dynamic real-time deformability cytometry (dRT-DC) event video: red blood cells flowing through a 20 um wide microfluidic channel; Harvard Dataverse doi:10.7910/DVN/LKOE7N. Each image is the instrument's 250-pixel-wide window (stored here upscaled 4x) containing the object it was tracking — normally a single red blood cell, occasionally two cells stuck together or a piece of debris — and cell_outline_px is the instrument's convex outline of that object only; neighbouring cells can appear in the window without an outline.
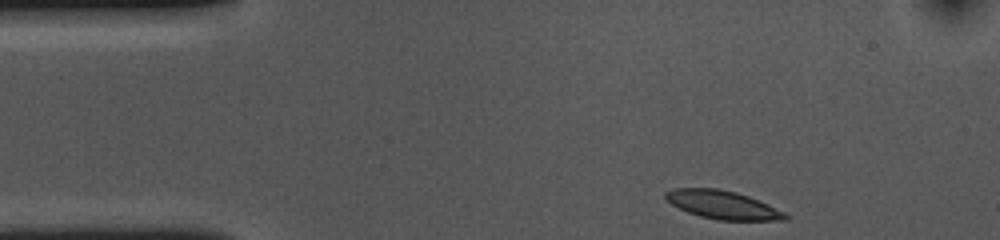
{"species": "common noctule bat (a hibernating species)", "species_latin": "Nyctalus noctula", "temperature_condition": "cold", "stored_images_in_passage": 38, "camera_frame_rate_fps": 3000, "um_per_image_px": 0.085, "animal": {"sex": "female", "body_mass_g": 10.0, "forearm_length_mm": 53.1}, "frame": {"image": 1, "passage_image": 1, "time_ms": 0.0, "image_size_px": [1000, 240], "cell_outline_px": [[788, 220], [720, 220], [700, 216], [688, 212], [664, 200], [664, 192], [672, 188], [716, 188], [736, 192], [748, 196], [784, 212], [788, 216]], "centroid_in_image_um": [61.37, 17.4], "position_along_channel_um": 23.6, "area_um2": 19.59}}
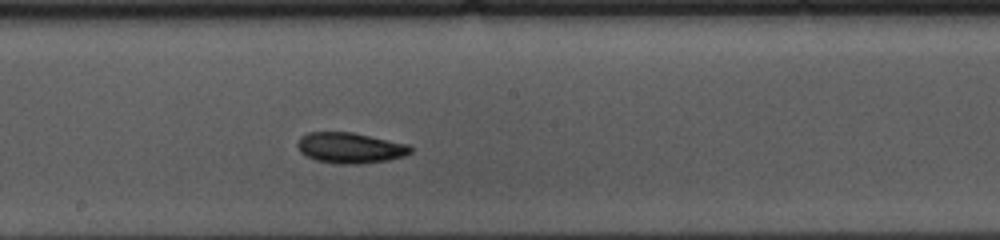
{"frame": {"image": 2, "passage_image": 22, "time_ms": 7.0, "image_size_px": [1000, 240], "cell_outline_px": [[412, 152], [404, 156], [388, 160], [360, 164], [336, 164], [316, 160], [300, 152], [296, 144], [300, 136], [308, 132], [352, 132], [408, 144], [412, 148]], "centroid_in_image_um": [29.75, 12.57], "position_along_channel_um": 218.5, "area_um2": 20.29}}
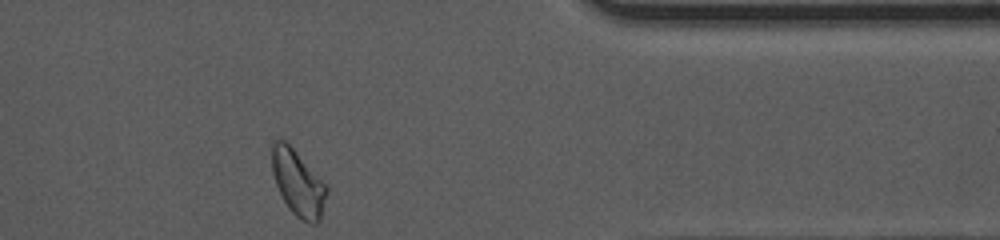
{"frame": {"image": 3, "passage_image": 38, "time_ms": 12.333, "image_size_px": [1000, 240], "cell_outline_px": [[328, 192], [320, 224], [312, 224], [300, 220], [288, 208], [276, 184], [272, 172], [272, 140], [276, 136], [284, 140], [292, 148], [328, 188]], "centroid_in_image_um": [25.33, 15.59], "position_along_channel_um": 386.1, "area_um2": 20.92}, "authors_computed_cell_mechanics": {"area_um2": 19.7098, "velocity_mm_per_s": 3.5693, "shape_relaxation_time_tau1_ms": 7.1617, "shape_relaxation_time_tau2_ms": null, "deformation_change_tau1": 0.1274, "deformation_change_tau2": null}}